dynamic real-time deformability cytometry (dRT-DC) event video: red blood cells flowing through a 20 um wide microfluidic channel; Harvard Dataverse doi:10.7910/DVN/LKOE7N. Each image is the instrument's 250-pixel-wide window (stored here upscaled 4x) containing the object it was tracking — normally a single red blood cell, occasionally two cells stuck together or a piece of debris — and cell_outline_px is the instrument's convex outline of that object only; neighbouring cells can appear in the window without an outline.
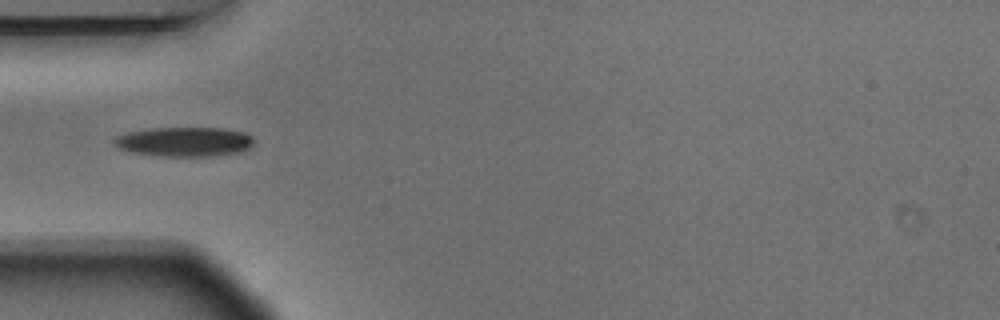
{"species": "Egyptian fruit bat (a non-hibernating species)", "species_latin": "Rousettus aegyptiacus", "temperature_condition": "warm", "stored_images_in_passage": 8, "camera_frame_rate_fps": 3000, "um_per_image_px": 0.085, "animal": {"sex": "male"}, "frame": {"image": 1, "passage_image": 4, "time_ms": 1.0, "image_size_px": [1000, 320], "cell_outline_px": [[252, 144], [248, 148], [240, 152], [216, 156], [152, 156], [132, 152], [116, 148], [112, 144], [112, 140], [116, 136], [128, 132], [152, 128], [220, 128], [244, 132], [252, 136]], "centroid_in_image_um": [15.61, 12.06], "position_along_channel_um": 69.4, "area_um2": 24.22}}
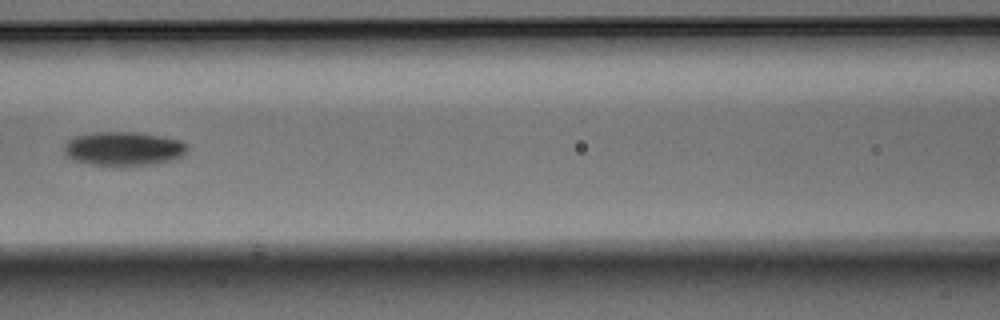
{"frame": {"image": 2, "passage_image": 6, "time_ms": 1.667, "image_size_px": [1000, 320], "cell_outline_px": [[188, 148], [180, 156], [172, 160], [156, 164], [120, 168], [88, 164], [72, 160], [64, 152], [64, 144], [72, 136], [92, 132], [136, 132], [160, 136], [180, 140], [188, 144]], "centroid_in_image_um": [10.46, 12.67], "position_along_channel_um": 156.1, "area_um2": 25.14}}
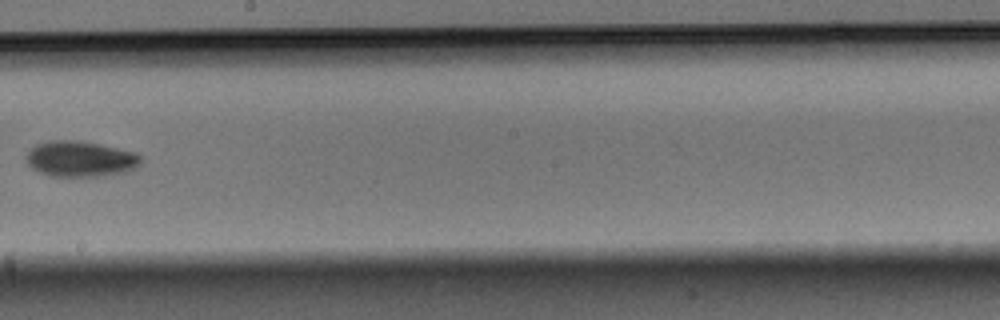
{"frame": {"image": 3, "passage_image": 8, "time_ms": 2.333, "image_size_px": [1000, 320], "cell_outline_px": [[140, 164], [136, 168], [128, 172], [104, 176], [52, 176], [40, 172], [32, 168], [28, 164], [24, 156], [36, 144], [48, 140], [76, 140], [100, 144], [136, 152], [140, 156]], "centroid_in_image_um": [6.84, 13.51], "position_along_channel_um": 241.4, "area_um2": 24.04}}